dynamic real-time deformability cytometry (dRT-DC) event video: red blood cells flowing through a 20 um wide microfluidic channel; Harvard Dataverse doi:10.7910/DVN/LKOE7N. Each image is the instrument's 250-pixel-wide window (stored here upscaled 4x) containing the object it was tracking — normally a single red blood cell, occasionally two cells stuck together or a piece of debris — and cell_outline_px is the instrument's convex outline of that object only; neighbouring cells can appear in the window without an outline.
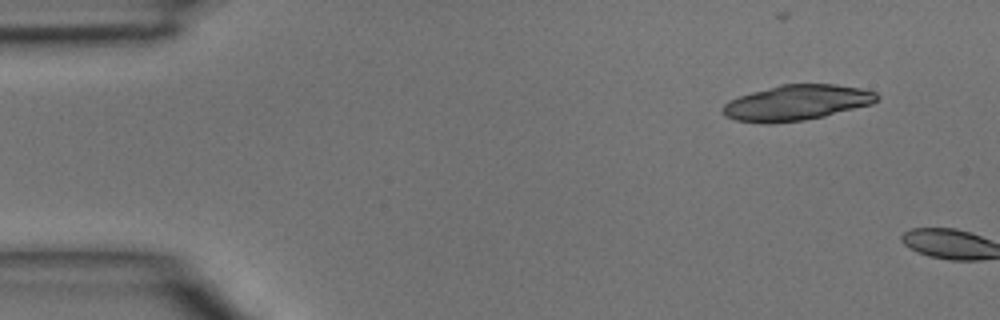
{"species": "common noctule bat (a hibernating species)", "species_latin": "Nyctalus noctula", "temperature_condition": "room temperature", "stored_images_in_passage": 2, "camera_frame_rate_fps": 3000, "um_per_image_px": 0.085, "animal": {"sex": "male", "body_mass_g": 15.6}, "frame": {"image": 1, "passage_image": 1, "time_ms": 0.0, "image_size_px": [1000, 320], "cell_outline_px": [[880, 100], [872, 104], [824, 116], [804, 120], [736, 120], [724, 116], [720, 112], [720, 108], [728, 100], [752, 92], [780, 84], [836, 84], [860, 88], [876, 92], [880, 96]], "centroid_in_image_um": [67.77, 8.68], "position_along_channel_um": 17.2, "area_um2": 31.1}}